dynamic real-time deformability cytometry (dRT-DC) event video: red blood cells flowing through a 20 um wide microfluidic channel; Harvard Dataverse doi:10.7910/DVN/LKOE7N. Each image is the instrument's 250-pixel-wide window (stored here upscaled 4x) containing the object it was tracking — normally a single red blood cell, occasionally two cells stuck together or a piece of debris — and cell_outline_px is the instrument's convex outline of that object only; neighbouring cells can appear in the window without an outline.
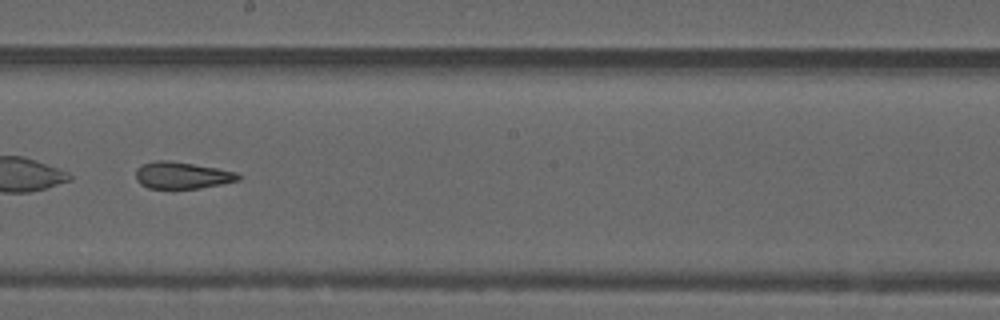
{"species": "common noctule bat (a hibernating species)", "species_latin": "Nyctalus noctula", "temperature_condition": "warm", "stored_images_in_passage": 40, "camera_frame_rate_fps": 3000, "um_per_image_px": 0.085, "animal": {"sex": "male", "forearm_length_mm": 52.5}, "frame": {"image": 1, "passage_image": 23, "time_ms": 7.333, "image_size_px": [1000, 320], "cell_outline_px": [[240, 180], [200, 188], [172, 192], [148, 188], [140, 184], [136, 180], [136, 168], [144, 164], [156, 160], [168, 160], [216, 168], [236, 172], [240, 176]], "centroid_in_image_um": [15.41, 14.96], "position_along_channel_um": 232.8, "area_um2": 16.59}, "authors_computed_cell_mechanics": {"area_um2": 17.2533, "velocity_mm_per_s": 3.7717, "shape_relaxation_time_tau1_ms": null, "shape_relaxation_time_tau2_ms": 2.0501, "deformation_change_tau1": null, "deformation_change_tau2": 0.1051}}